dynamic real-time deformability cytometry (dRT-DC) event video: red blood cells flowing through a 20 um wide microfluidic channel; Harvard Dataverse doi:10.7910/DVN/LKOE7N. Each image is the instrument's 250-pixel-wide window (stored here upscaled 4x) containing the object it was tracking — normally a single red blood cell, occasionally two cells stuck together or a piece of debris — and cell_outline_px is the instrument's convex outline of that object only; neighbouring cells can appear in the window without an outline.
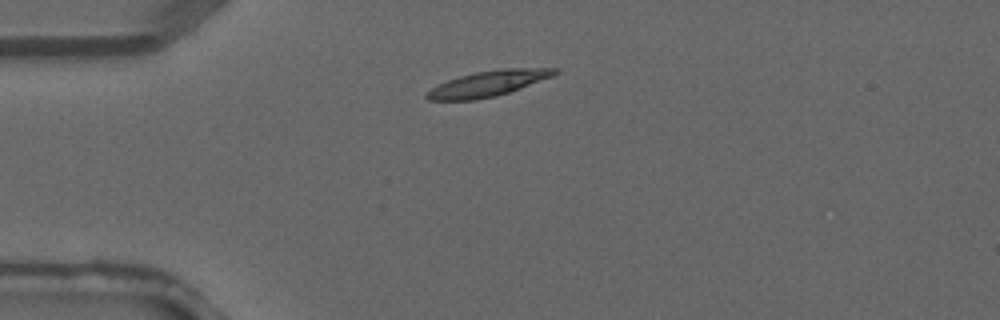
{"species": "common noctule bat (a hibernating species)", "species_latin": "Nyctalus noctula", "temperature_condition": "warm", "stored_images_in_passage": 2, "camera_frame_rate_fps": 3000, "um_per_image_px": 0.085, "animal": {"sex": "male", "forearm_length_mm": 52.5}, "frame": {"image": 1, "passage_image": 1, "time_ms": 0.0, "image_size_px": [1000, 320], "cell_outline_px": [[560, 72], [552, 76], [520, 88], [496, 96], [476, 100], [428, 100], [424, 96], [432, 88], [448, 80], [460, 76], [476, 72], [504, 68], [560, 68]], "centroid_in_image_um": [41.52, 7.1], "position_along_channel_um": 43.5, "area_um2": 18.84}}